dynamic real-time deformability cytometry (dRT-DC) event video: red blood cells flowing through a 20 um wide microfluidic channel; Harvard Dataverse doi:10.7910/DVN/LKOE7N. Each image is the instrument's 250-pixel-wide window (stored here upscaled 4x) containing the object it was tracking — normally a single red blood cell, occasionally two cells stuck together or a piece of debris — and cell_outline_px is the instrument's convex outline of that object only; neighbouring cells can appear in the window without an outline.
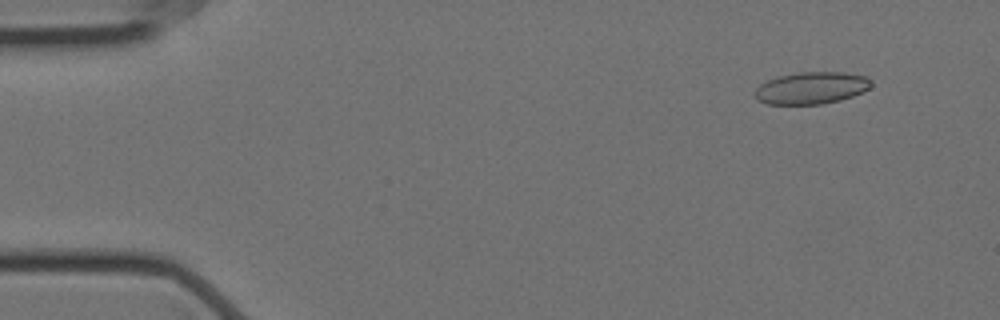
{"species": "Egyptian fruit bat (a non-hibernating species)", "species_latin": "Rousettus aegyptiacus", "temperature_condition": "cold", "stored_images_in_passage": 57, "camera_frame_rate_fps": 3000, "um_per_image_px": 0.085, "animal": {"sex": "female"}, "frame": {"image": 1, "passage_image": 5, "time_ms": 1.333, "image_size_px": [1000, 320], "cell_outline_px": [[872, 84], [868, 88], [852, 96], [840, 100], [824, 104], [768, 104], [756, 100], [752, 92], [760, 84], [776, 76], [800, 72], [844, 72], [868, 76], [872, 80]], "centroid_in_image_um": [68.94, 7.47], "position_along_channel_um": 16.1, "area_um2": 21.96}}
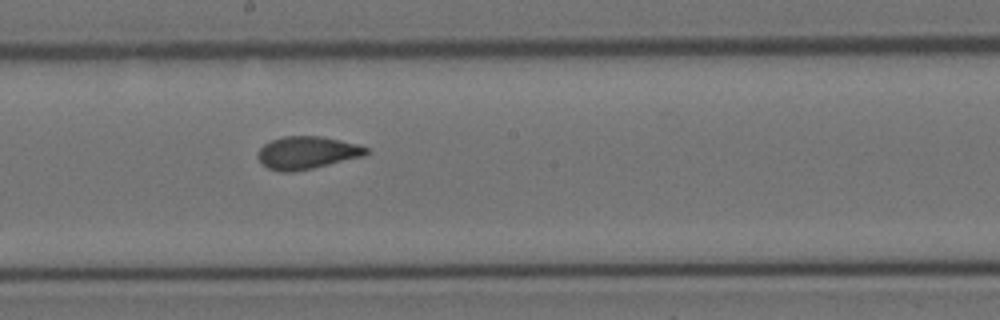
{"frame": {"image": 2, "passage_image": 31, "time_ms": 10.0, "image_size_px": [1000, 320], "cell_outline_px": [[368, 152], [364, 156], [312, 168], [292, 172], [280, 172], [268, 168], [256, 156], [260, 148], [264, 144], [272, 140], [284, 136], [320, 136], [340, 140], [356, 144], [368, 148]], "centroid_in_image_um": [26.08, 12.98], "position_along_channel_um": 222.1, "area_um2": 20.4}}
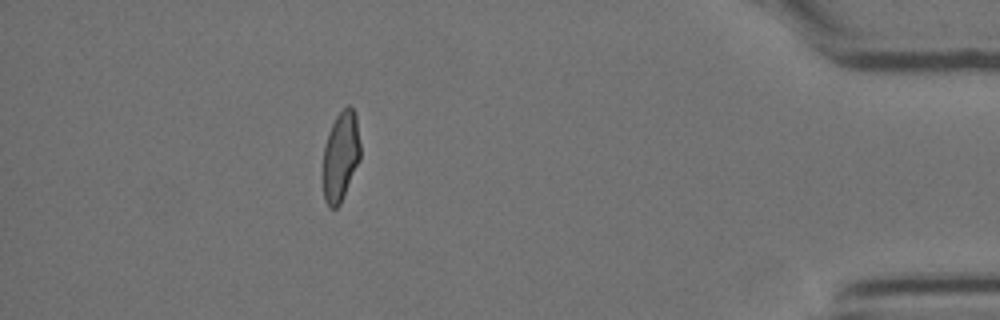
{"frame": {"image": 3, "passage_image": 51, "time_ms": 16.667, "image_size_px": [1000, 320], "cell_outline_px": [[360, 160], [340, 204], [336, 208], [328, 208], [324, 200], [324, 148], [328, 132], [336, 116], [348, 104], [352, 108], [356, 116], [360, 144]], "centroid_in_image_um": [28.96, 13.29], "position_along_channel_um": 406.2, "area_um2": 19.36}, "authors_computed_cell_mechanics": {"area_um2": 20.808, "velocity_mm_per_s": 3.5286, "shape_relaxation_time_tau1_ms": null, "shape_relaxation_time_tau2_ms": 1.2803, "deformation_change_tau1": null, "deformation_change_tau2": 0.0511}}